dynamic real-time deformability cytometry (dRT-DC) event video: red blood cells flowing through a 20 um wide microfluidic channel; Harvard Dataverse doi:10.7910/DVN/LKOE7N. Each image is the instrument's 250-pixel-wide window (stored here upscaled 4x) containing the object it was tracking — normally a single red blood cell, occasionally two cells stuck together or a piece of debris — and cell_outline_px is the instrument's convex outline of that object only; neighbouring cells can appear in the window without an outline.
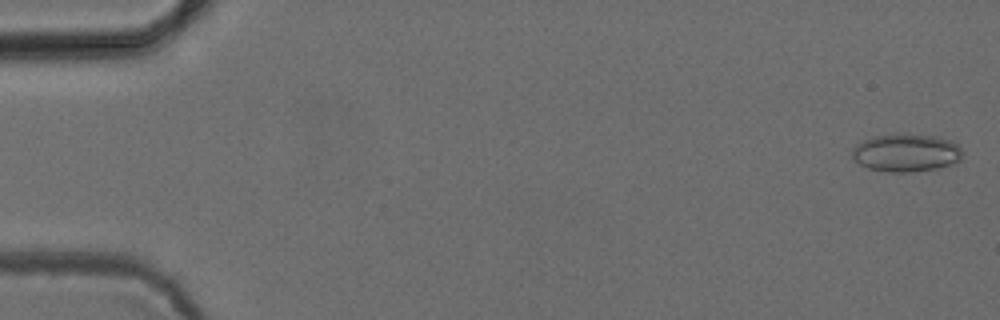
{"species": "common noctule bat (a hibernating species)", "species_latin": "Nyctalus noctula", "temperature_condition": "cold", "stored_images_in_passage": 28, "camera_frame_rate_fps": 3000, "um_per_image_px": 0.085, "animal": {"sex": "female", "body_mass_g": 24.6, "forearm_length_mm": 56.2}, "frame": {"image": 1, "passage_image": 2, "time_ms": 0.333, "image_size_px": [1000, 320], "cell_outline_px": [[964, 152], [960, 160], [936, 168], [908, 172], [888, 172], [868, 168], [860, 164], [852, 156], [852, 148], [864, 140], [872, 136], [936, 136], [948, 140], [956, 144]], "centroid_in_image_um": [77.01, 13.01], "position_along_channel_um": 8.0, "area_um2": 23.52}}
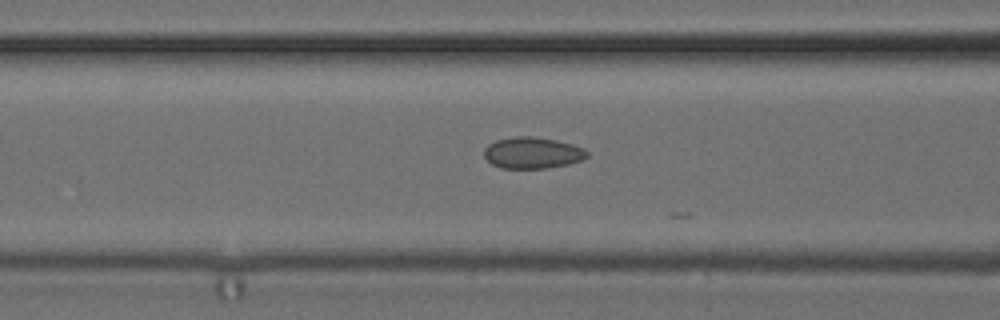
{"frame": {"image": 2, "passage_image": 22, "time_ms": 7.0, "image_size_px": [1000, 320], "cell_outline_px": [[588, 156], [584, 160], [568, 164], [548, 168], [500, 168], [492, 164], [484, 156], [484, 148], [488, 144], [496, 140], [516, 136], [528, 136], [556, 140], [572, 144], [584, 148], [588, 152]], "centroid_in_image_um": [45.27, 12.99], "position_along_channel_um": 121.3, "area_um2": 18.9}}
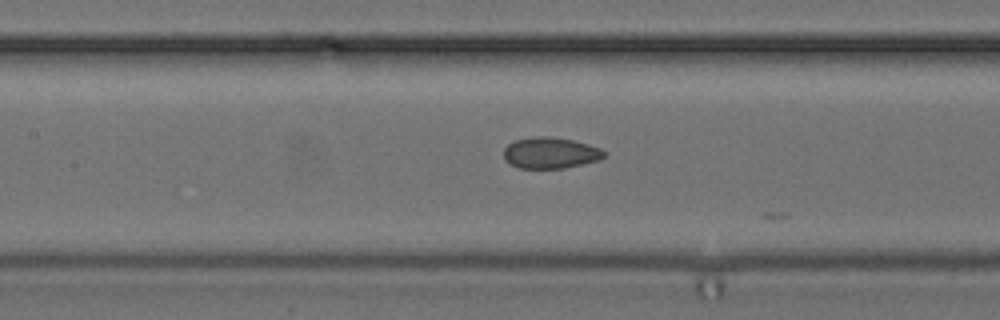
{"frame": {"image": 3, "passage_image": 25, "time_ms": 8.0, "image_size_px": [1000, 320], "cell_outline_px": [[604, 156], [600, 160], [564, 168], [520, 168], [508, 164], [504, 160], [504, 148], [508, 144], [516, 140], [536, 136], [548, 136], [572, 140], [588, 144], [600, 148], [604, 152]], "centroid_in_image_um": [46.75, 13.0], "position_along_channel_um": 160.6, "area_um2": 18.21}}